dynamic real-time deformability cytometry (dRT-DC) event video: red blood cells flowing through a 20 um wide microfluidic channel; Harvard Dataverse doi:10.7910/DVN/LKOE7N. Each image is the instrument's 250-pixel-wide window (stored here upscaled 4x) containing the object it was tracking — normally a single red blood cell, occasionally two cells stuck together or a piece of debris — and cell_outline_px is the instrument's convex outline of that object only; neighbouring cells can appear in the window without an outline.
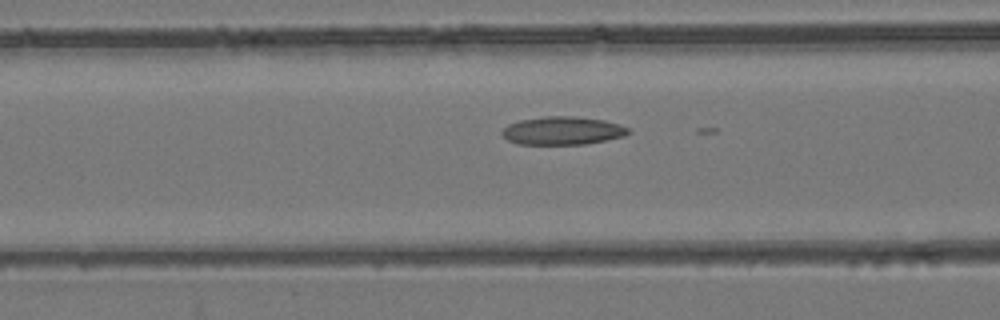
{"species": "common noctule bat (a hibernating species)", "species_latin": "Nyctalus noctula", "temperature_condition": "room temperature", "stored_images_in_passage": 55, "camera_frame_rate_fps": 3000, "um_per_image_px": 0.085, "animal": {"sex": "female", "body_mass_g": 24.6, "forearm_length_mm": 56.2}, "frame": {"image": 1, "passage_image": 23, "time_ms": 7.333, "image_size_px": [1000, 320], "cell_outline_px": [[632, 132], [624, 136], [584, 144], [516, 144], [508, 140], [500, 132], [508, 124], [520, 120], [544, 116], [572, 116], [604, 120], [620, 124], [628, 128]], "centroid_in_image_um": [47.81, 11.1], "position_along_channel_um": 118.8, "area_um2": 20.69}}
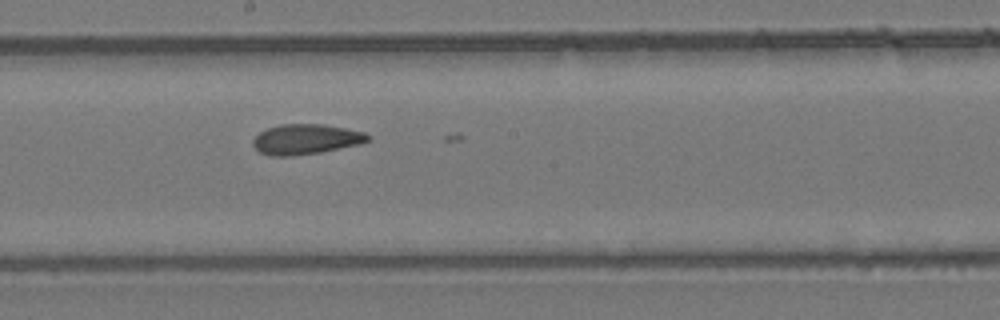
{"frame": {"image": 2, "passage_image": 31, "time_ms": 10.0, "image_size_px": [1000, 320], "cell_outline_px": [[372, 140], [360, 144], [320, 152], [292, 156], [268, 156], [260, 152], [252, 144], [252, 140], [260, 132], [268, 128], [280, 124], [324, 124], [364, 132], [372, 136]], "centroid_in_image_um": [26.02, 11.84], "position_along_channel_um": 222.2, "area_um2": 20.29}}
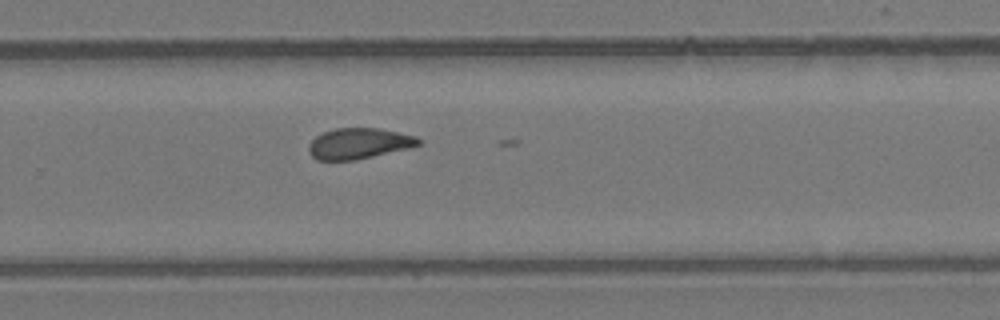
{"frame": {"image": 3, "passage_image": 37, "time_ms": 12.0, "image_size_px": [1000, 320], "cell_outline_px": [[420, 144], [408, 148], [356, 160], [316, 160], [308, 152], [308, 144], [316, 136], [324, 132], [336, 128], [376, 128], [416, 136], [420, 140]], "centroid_in_image_um": [30.46, 12.2], "position_along_channel_um": 299.3, "area_um2": 19.54}}